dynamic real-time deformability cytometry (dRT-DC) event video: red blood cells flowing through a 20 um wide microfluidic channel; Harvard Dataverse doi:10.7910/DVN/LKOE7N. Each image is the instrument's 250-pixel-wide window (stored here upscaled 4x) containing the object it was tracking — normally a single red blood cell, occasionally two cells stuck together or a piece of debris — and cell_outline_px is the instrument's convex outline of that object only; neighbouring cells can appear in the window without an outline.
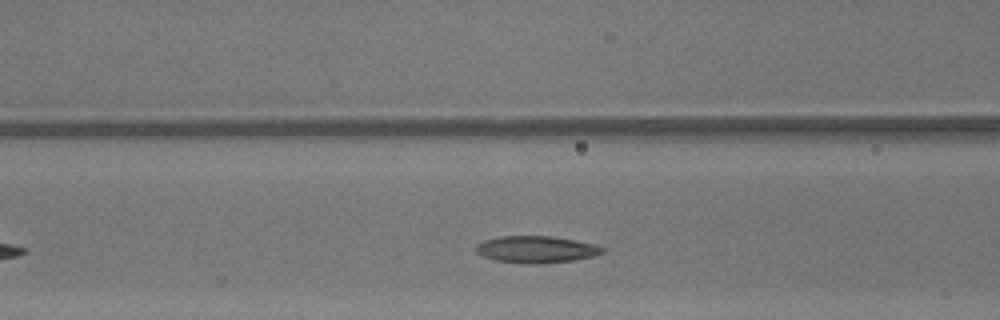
{"species": "common noctule bat (a hibernating species)", "species_latin": "Nyctalus noctula", "temperature_condition": "warm", "stored_images_in_passage": 27, "camera_frame_rate_fps": 3000, "um_per_image_px": 0.085, "animal": {"sex": "male", "body_mass_g": 13.3}, "frame": {"image": 1, "passage_image": 9, "time_ms": 2.667, "image_size_px": [1000, 320], "cell_outline_px": [[604, 252], [592, 256], [572, 260], [540, 264], [524, 264], [496, 260], [484, 256], [476, 252], [476, 244], [484, 240], [500, 236], [548, 236], [596, 244], [604, 248]], "centroid_in_image_um": [45.55, 21.2], "position_along_channel_um": 121.0, "area_um2": 19.65}}
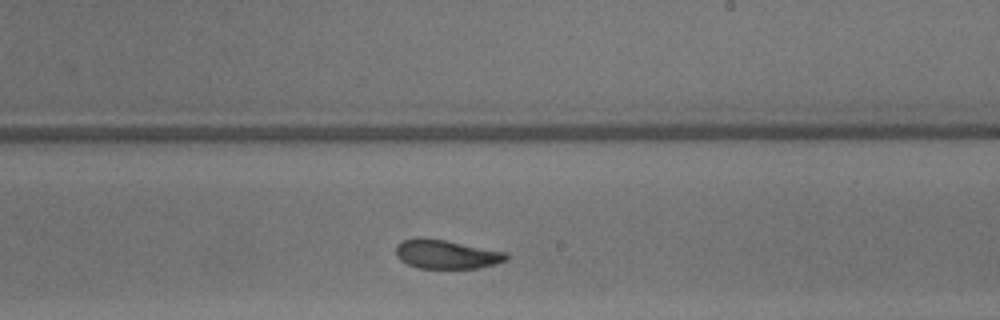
{"frame": {"image": 2, "passage_image": 18, "time_ms": 5.667, "image_size_px": [1000, 320], "cell_outline_px": [[508, 260], [496, 264], [476, 268], [416, 268], [400, 260], [396, 256], [396, 244], [404, 240], [416, 236], [424, 236], [508, 252]], "centroid_in_image_um": [37.93, 21.59], "position_along_channel_um": 251.1, "area_um2": 18.96}}
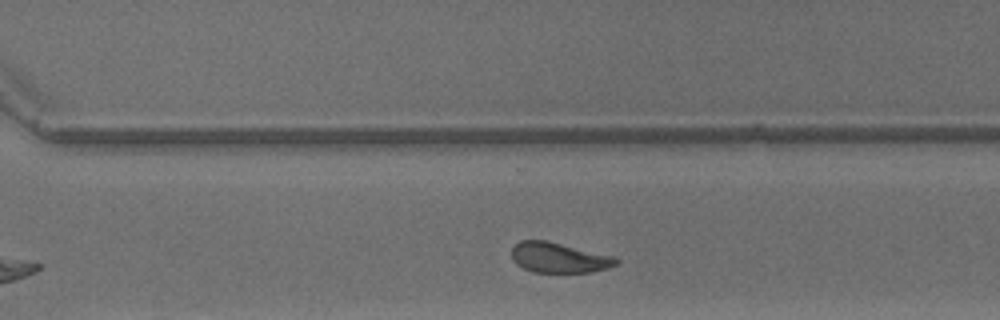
{"frame": {"image": 3, "passage_image": 23, "time_ms": 7.333, "image_size_px": [1000, 320], "cell_outline_px": [[620, 260], [616, 264], [608, 268], [592, 272], [532, 272], [516, 264], [512, 260], [512, 248], [520, 240], [544, 240], [616, 256]], "centroid_in_image_um": [47.52, 21.9], "position_along_channel_um": 323.1, "area_um2": 18.44}, "authors_computed_cell_mechanics": {"area_um2": 19.5364, "velocity_mm_per_s": 4.3378, "shape_relaxation_time_tau1_ms": 3.1225, "shape_relaxation_time_tau2_ms": 1.8004, "deformation_change_tau1": 0.1408, "deformation_change_tau2": 0.0939}}